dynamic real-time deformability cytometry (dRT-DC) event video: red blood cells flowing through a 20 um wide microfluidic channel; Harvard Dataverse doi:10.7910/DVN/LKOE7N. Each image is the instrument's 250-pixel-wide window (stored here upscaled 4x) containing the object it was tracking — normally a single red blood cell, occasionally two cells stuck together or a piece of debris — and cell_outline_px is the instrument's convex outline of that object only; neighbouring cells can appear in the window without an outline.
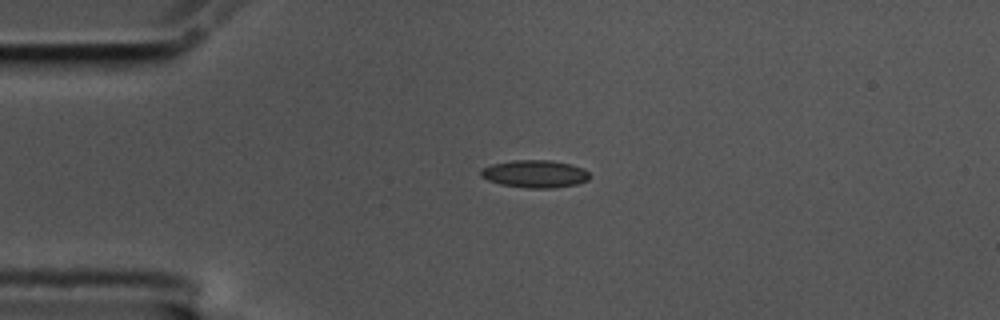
{"species": "common noctule bat (a hibernating species)", "species_latin": "Nyctalus noctula", "temperature_condition": "cold", "stored_images_in_passage": 46, "camera_frame_rate_fps": 3000, "um_per_image_px": 0.085, "animal": {"sex": "male", "body_mass_g": 17.5, "forearm_length_mm": 52.3}, "frame": {"image": 1, "passage_image": 1, "time_ms": 0.0, "image_size_px": [1000, 320], "cell_outline_px": [[588, 180], [576, 184], [552, 188], [528, 188], [500, 184], [488, 180], [480, 176], [480, 168], [492, 164], [512, 160], [552, 160], [572, 164], [584, 168], [588, 172]], "centroid_in_image_um": [45.44, 14.77], "position_along_channel_um": 39.6, "area_um2": 17.57}}
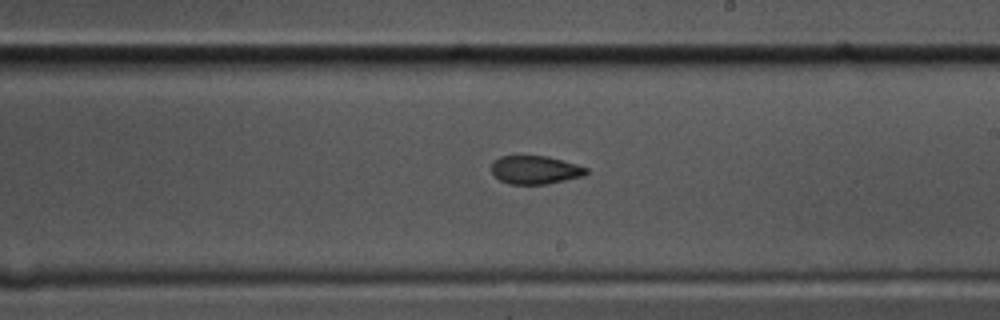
{"frame": {"image": 2, "passage_image": 21, "time_ms": 6.667, "image_size_px": [1000, 320], "cell_outline_px": [[588, 172], [584, 176], [548, 184], [508, 184], [500, 180], [492, 172], [492, 160], [500, 156], [548, 156], [576, 164], [588, 168]], "centroid_in_image_um": [45.5, 14.44], "position_along_channel_um": 243.5, "area_um2": 15.72}}
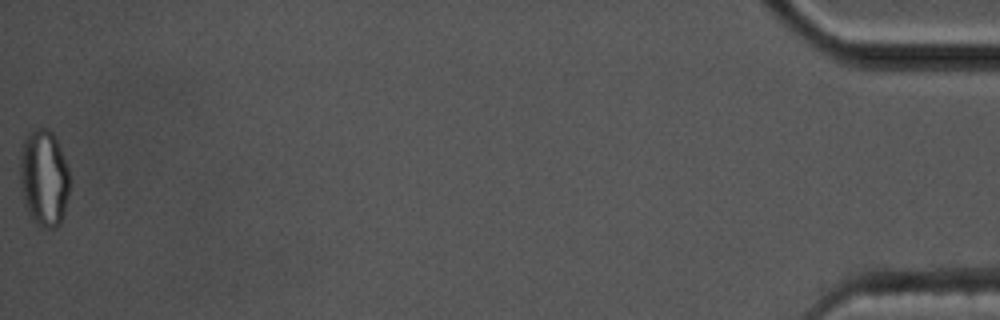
{"frame": {"image": 3, "passage_image": 46, "time_ms": 15.0, "image_size_px": [1000, 320], "cell_outline_px": [[68, 192], [64, 212], [60, 224], [56, 228], [44, 228], [36, 224], [28, 212], [24, 200], [20, 184], [20, 152], [24, 136], [32, 128], [48, 128], [56, 136], [68, 168]], "centroid_in_image_um": [3.71, 15.08], "position_along_channel_um": 431.5, "area_um2": 28.21}, "authors_computed_cell_mechanics": {"area_um2": 17.1377, "velocity_mm_per_s": 3.4475, "shape_relaxation_time_tau1_ms": null, "shape_relaxation_time_tau2_ms": 3.1875, "deformation_change_tau1": null, "deformation_change_tau2": 0.092}}